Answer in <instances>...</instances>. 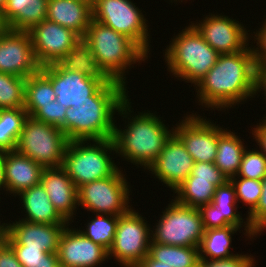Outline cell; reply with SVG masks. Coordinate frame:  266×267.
I'll return each mask as SVG.
<instances>
[{"mask_svg": "<svg viewBox=\"0 0 266 267\" xmlns=\"http://www.w3.org/2000/svg\"><path fill=\"white\" fill-rule=\"evenodd\" d=\"M77 1L85 2L93 6L95 0H77Z\"/></svg>", "mask_w": 266, "mask_h": 267, "instance_id": "cell-51", "label": "cell"}, {"mask_svg": "<svg viewBox=\"0 0 266 267\" xmlns=\"http://www.w3.org/2000/svg\"><path fill=\"white\" fill-rule=\"evenodd\" d=\"M67 108L56 100L38 108L32 115L34 119L59 127L65 133V116Z\"/></svg>", "mask_w": 266, "mask_h": 267, "instance_id": "cell-38", "label": "cell"}, {"mask_svg": "<svg viewBox=\"0 0 266 267\" xmlns=\"http://www.w3.org/2000/svg\"><path fill=\"white\" fill-rule=\"evenodd\" d=\"M40 68L28 31L7 29L0 36V72L26 79Z\"/></svg>", "mask_w": 266, "mask_h": 267, "instance_id": "cell-15", "label": "cell"}, {"mask_svg": "<svg viewBox=\"0 0 266 267\" xmlns=\"http://www.w3.org/2000/svg\"><path fill=\"white\" fill-rule=\"evenodd\" d=\"M229 178L214 162H195L190 175L174 190V200L184 206L199 208L212 202L218 186Z\"/></svg>", "mask_w": 266, "mask_h": 267, "instance_id": "cell-14", "label": "cell"}, {"mask_svg": "<svg viewBox=\"0 0 266 267\" xmlns=\"http://www.w3.org/2000/svg\"><path fill=\"white\" fill-rule=\"evenodd\" d=\"M131 0H95L93 20L131 39L147 56L149 32L146 19Z\"/></svg>", "mask_w": 266, "mask_h": 267, "instance_id": "cell-9", "label": "cell"}, {"mask_svg": "<svg viewBox=\"0 0 266 267\" xmlns=\"http://www.w3.org/2000/svg\"><path fill=\"white\" fill-rule=\"evenodd\" d=\"M7 30V26L3 21L2 14L0 12V36Z\"/></svg>", "mask_w": 266, "mask_h": 267, "instance_id": "cell-49", "label": "cell"}, {"mask_svg": "<svg viewBox=\"0 0 266 267\" xmlns=\"http://www.w3.org/2000/svg\"><path fill=\"white\" fill-rule=\"evenodd\" d=\"M6 191L18 195L21 191L37 185L41 181L42 170L39 163L18 153L16 150L3 152Z\"/></svg>", "mask_w": 266, "mask_h": 267, "instance_id": "cell-23", "label": "cell"}, {"mask_svg": "<svg viewBox=\"0 0 266 267\" xmlns=\"http://www.w3.org/2000/svg\"><path fill=\"white\" fill-rule=\"evenodd\" d=\"M23 267H60L57 253H46L40 248L10 246Z\"/></svg>", "mask_w": 266, "mask_h": 267, "instance_id": "cell-35", "label": "cell"}, {"mask_svg": "<svg viewBox=\"0 0 266 267\" xmlns=\"http://www.w3.org/2000/svg\"><path fill=\"white\" fill-rule=\"evenodd\" d=\"M0 267H23L7 243L0 246Z\"/></svg>", "mask_w": 266, "mask_h": 267, "instance_id": "cell-42", "label": "cell"}, {"mask_svg": "<svg viewBox=\"0 0 266 267\" xmlns=\"http://www.w3.org/2000/svg\"><path fill=\"white\" fill-rule=\"evenodd\" d=\"M28 32L36 61L41 67L60 62L82 39L71 29L47 19L34 25Z\"/></svg>", "mask_w": 266, "mask_h": 267, "instance_id": "cell-12", "label": "cell"}, {"mask_svg": "<svg viewBox=\"0 0 266 267\" xmlns=\"http://www.w3.org/2000/svg\"><path fill=\"white\" fill-rule=\"evenodd\" d=\"M18 196L21 197L22 206L27 213L26 218L21 220L39 224H69L57 212L41 182L24 189Z\"/></svg>", "mask_w": 266, "mask_h": 267, "instance_id": "cell-26", "label": "cell"}, {"mask_svg": "<svg viewBox=\"0 0 266 267\" xmlns=\"http://www.w3.org/2000/svg\"><path fill=\"white\" fill-rule=\"evenodd\" d=\"M59 63L65 69L84 74L86 77L99 81L102 85H124L112 80L106 74L83 39L68 51Z\"/></svg>", "mask_w": 266, "mask_h": 267, "instance_id": "cell-27", "label": "cell"}, {"mask_svg": "<svg viewBox=\"0 0 266 267\" xmlns=\"http://www.w3.org/2000/svg\"><path fill=\"white\" fill-rule=\"evenodd\" d=\"M54 100L56 96L52 83L40 70L26 78L24 109L28 116Z\"/></svg>", "mask_w": 266, "mask_h": 267, "instance_id": "cell-31", "label": "cell"}, {"mask_svg": "<svg viewBox=\"0 0 266 267\" xmlns=\"http://www.w3.org/2000/svg\"><path fill=\"white\" fill-rule=\"evenodd\" d=\"M68 143L67 136L59 127L28 116L15 150L43 168H59Z\"/></svg>", "mask_w": 266, "mask_h": 267, "instance_id": "cell-7", "label": "cell"}, {"mask_svg": "<svg viewBox=\"0 0 266 267\" xmlns=\"http://www.w3.org/2000/svg\"><path fill=\"white\" fill-rule=\"evenodd\" d=\"M236 191L230 180L218 186L213 195L212 202L200 206L202 222L205 230L235 226L241 228L243 220L237 212Z\"/></svg>", "mask_w": 266, "mask_h": 267, "instance_id": "cell-21", "label": "cell"}, {"mask_svg": "<svg viewBox=\"0 0 266 267\" xmlns=\"http://www.w3.org/2000/svg\"><path fill=\"white\" fill-rule=\"evenodd\" d=\"M167 47L165 62L169 71L181 80L195 83V86L215 65L220 55L191 24Z\"/></svg>", "mask_w": 266, "mask_h": 267, "instance_id": "cell-5", "label": "cell"}, {"mask_svg": "<svg viewBox=\"0 0 266 267\" xmlns=\"http://www.w3.org/2000/svg\"><path fill=\"white\" fill-rule=\"evenodd\" d=\"M148 255L155 261L173 267H198L200 262L198 247L151 243Z\"/></svg>", "mask_w": 266, "mask_h": 267, "instance_id": "cell-29", "label": "cell"}, {"mask_svg": "<svg viewBox=\"0 0 266 267\" xmlns=\"http://www.w3.org/2000/svg\"><path fill=\"white\" fill-rule=\"evenodd\" d=\"M2 154H3V152L0 150V160H1V158H2Z\"/></svg>", "mask_w": 266, "mask_h": 267, "instance_id": "cell-52", "label": "cell"}, {"mask_svg": "<svg viewBox=\"0 0 266 267\" xmlns=\"http://www.w3.org/2000/svg\"><path fill=\"white\" fill-rule=\"evenodd\" d=\"M40 71L51 81L56 101L66 108L90 100V96L102 85L84 74L65 69L59 62L42 66Z\"/></svg>", "mask_w": 266, "mask_h": 267, "instance_id": "cell-17", "label": "cell"}, {"mask_svg": "<svg viewBox=\"0 0 266 267\" xmlns=\"http://www.w3.org/2000/svg\"><path fill=\"white\" fill-rule=\"evenodd\" d=\"M7 236H8V224L2 223V225L0 224V246L6 243Z\"/></svg>", "mask_w": 266, "mask_h": 267, "instance_id": "cell-46", "label": "cell"}, {"mask_svg": "<svg viewBox=\"0 0 266 267\" xmlns=\"http://www.w3.org/2000/svg\"><path fill=\"white\" fill-rule=\"evenodd\" d=\"M97 216L87 223L86 230H79L86 238L91 239L109 250L114 241L119 216L110 214H96ZM106 216V217H105ZM110 216V217H109Z\"/></svg>", "mask_w": 266, "mask_h": 267, "instance_id": "cell-33", "label": "cell"}, {"mask_svg": "<svg viewBox=\"0 0 266 267\" xmlns=\"http://www.w3.org/2000/svg\"><path fill=\"white\" fill-rule=\"evenodd\" d=\"M82 39L106 74L124 85L125 70L148 57L131 39L95 20L91 21Z\"/></svg>", "mask_w": 266, "mask_h": 267, "instance_id": "cell-4", "label": "cell"}, {"mask_svg": "<svg viewBox=\"0 0 266 267\" xmlns=\"http://www.w3.org/2000/svg\"><path fill=\"white\" fill-rule=\"evenodd\" d=\"M194 163L182 141L173 133L148 170L174 191L190 175Z\"/></svg>", "mask_w": 266, "mask_h": 267, "instance_id": "cell-18", "label": "cell"}, {"mask_svg": "<svg viewBox=\"0 0 266 267\" xmlns=\"http://www.w3.org/2000/svg\"><path fill=\"white\" fill-rule=\"evenodd\" d=\"M255 80L256 66L251 47L220 54L215 65L197 83L198 102L211 110L240 104L256 95Z\"/></svg>", "mask_w": 266, "mask_h": 267, "instance_id": "cell-1", "label": "cell"}, {"mask_svg": "<svg viewBox=\"0 0 266 267\" xmlns=\"http://www.w3.org/2000/svg\"><path fill=\"white\" fill-rule=\"evenodd\" d=\"M28 114L24 108L0 109V150L14 151Z\"/></svg>", "mask_w": 266, "mask_h": 267, "instance_id": "cell-32", "label": "cell"}, {"mask_svg": "<svg viewBox=\"0 0 266 267\" xmlns=\"http://www.w3.org/2000/svg\"><path fill=\"white\" fill-rule=\"evenodd\" d=\"M48 0H7L1 12L7 29L29 31L47 18Z\"/></svg>", "mask_w": 266, "mask_h": 267, "instance_id": "cell-25", "label": "cell"}, {"mask_svg": "<svg viewBox=\"0 0 266 267\" xmlns=\"http://www.w3.org/2000/svg\"><path fill=\"white\" fill-rule=\"evenodd\" d=\"M262 182V194L256 208L249 213L247 221L243 225L245 227V235L253 238V229L266 217V176L263 178Z\"/></svg>", "mask_w": 266, "mask_h": 267, "instance_id": "cell-39", "label": "cell"}, {"mask_svg": "<svg viewBox=\"0 0 266 267\" xmlns=\"http://www.w3.org/2000/svg\"><path fill=\"white\" fill-rule=\"evenodd\" d=\"M262 181L266 176V157L261 150H246L243 153L236 177Z\"/></svg>", "mask_w": 266, "mask_h": 267, "instance_id": "cell-36", "label": "cell"}, {"mask_svg": "<svg viewBox=\"0 0 266 267\" xmlns=\"http://www.w3.org/2000/svg\"><path fill=\"white\" fill-rule=\"evenodd\" d=\"M179 124V125H178ZM174 127V134L182 141L194 162H214L218 136L225 130L200 115L190 114Z\"/></svg>", "mask_w": 266, "mask_h": 267, "instance_id": "cell-13", "label": "cell"}, {"mask_svg": "<svg viewBox=\"0 0 266 267\" xmlns=\"http://www.w3.org/2000/svg\"><path fill=\"white\" fill-rule=\"evenodd\" d=\"M255 89L256 93L263 89L265 93L264 96H266V66H256Z\"/></svg>", "mask_w": 266, "mask_h": 267, "instance_id": "cell-44", "label": "cell"}, {"mask_svg": "<svg viewBox=\"0 0 266 267\" xmlns=\"http://www.w3.org/2000/svg\"><path fill=\"white\" fill-rule=\"evenodd\" d=\"M260 30V31H259ZM255 34V41L257 40V48H252L255 66H266V19L265 23L262 25Z\"/></svg>", "mask_w": 266, "mask_h": 267, "instance_id": "cell-41", "label": "cell"}, {"mask_svg": "<svg viewBox=\"0 0 266 267\" xmlns=\"http://www.w3.org/2000/svg\"><path fill=\"white\" fill-rule=\"evenodd\" d=\"M240 137L230 130L218 136L217 154L214 164L230 179L238 173L246 147Z\"/></svg>", "mask_w": 266, "mask_h": 267, "instance_id": "cell-28", "label": "cell"}, {"mask_svg": "<svg viewBox=\"0 0 266 267\" xmlns=\"http://www.w3.org/2000/svg\"><path fill=\"white\" fill-rule=\"evenodd\" d=\"M40 182L57 212L70 223L78 205L77 187L73 180L59 167L44 168Z\"/></svg>", "mask_w": 266, "mask_h": 267, "instance_id": "cell-22", "label": "cell"}, {"mask_svg": "<svg viewBox=\"0 0 266 267\" xmlns=\"http://www.w3.org/2000/svg\"><path fill=\"white\" fill-rule=\"evenodd\" d=\"M63 230L58 246L60 267H95L109 258L108 250L86 238L78 229Z\"/></svg>", "mask_w": 266, "mask_h": 267, "instance_id": "cell-19", "label": "cell"}, {"mask_svg": "<svg viewBox=\"0 0 266 267\" xmlns=\"http://www.w3.org/2000/svg\"><path fill=\"white\" fill-rule=\"evenodd\" d=\"M120 169L112 176L92 181L77 189L78 207L96 214L119 216L128 212L129 186Z\"/></svg>", "mask_w": 266, "mask_h": 267, "instance_id": "cell-11", "label": "cell"}, {"mask_svg": "<svg viewBox=\"0 0 266 267\" xmlns=\"http://www.w3.org/2000/svg\"><path fill=\"white\" fill-rule=\"evenodd\" d=\"M224 15H207L200 23L191 25L219 54L243 51L249 44V34L243 24ZM248 42V43H247Z\"/></svg>", "mask_w": 266, "mask_h": 267, "instance_id": "cell-16", "label": "cell"}, {"mask_svg": "<svg viewBox=\"0 0 266 267\" xmlns=\"http://www.w3.org/2000/svg\"><path fill=\"white\" fill-rule=\"evenodd\" d=\"M7 4V0H0V12L3 11V9L5 8Z\"/></svg>", "mask_w": 266, "mask_h": 267, "instance_id": "cell-50", "label": "cell"}, {"mask_svg": "<svg viewBox=\"0 0 266 267\" xmlns=\"http://www.w3.org/2000/svg\"><path fill=\"white\" fill-rule=\"evenodd\" d=\"M239 180H238V179ZM231 177L229 180L235 187L237 202L240 200L248 207V215L257 206L262 194V182L260 180ZM238 180V181H237ZM250 211V212H249Z\"/></svg>", "mask_w": 266, "mask_h": 267, "instance_id": "cell-37", "label": "cell"}, {"mask_svg": "<svg viewBox=\"0 0 266 267\" xmlns=\"http://www.w3.org/2000/svg\"><path fill=\"white\" fill-rule=\"evenodd\" d=\"M92 142L94 144L91 145L90 140L69 141L64 154L61 168L73 180L77 189L92 181L112 176L119 170L109 155L116 151L113 139Z\"/></svg>", "mask_w": 266, "mask_h": 267, "instance_id": "cell-6", "label": "cell"}, {"mask_svg": "<svg viewBox=\"0 0 266 267\" xmlns=\"http://www.w3.org/2000/svg\"><path fill=\"white\" fill-rule=\"evenodd\" d=\"M251 255L234 254L232 257L216 260H200L198 267H254L255 259Z\"/></svg>", "mask_w": 266, "mask_h": 267, "instance_id": "cell-40", "label": "cell"}, {"mask_svg": "<svg viewBox=\"0 0 266 267\" xmlns=\"http://www.w3.org/2000/svg\"><path fill=\"white\" fill-rule=\"evenodd\" d=\"M165 209L155 230H151V243L199 248L205 234L199 209L173 199Z\"/></svg>", "mask_w": 266, "mask_h": 267, "instance_id": "cell-8", "label": "cell"}, {"mask_svg": "<svg viewBox=\"0 0 266 267\" xmlns=\"http://www.w3.org/2000/svg\"><path fill=\"white\" fill-rule=\"evenodd\" d=\"M238 229L240 228L227 226L225 228L205 230L199 246L200 260H216L232 257L233 253H230L231 235L239 231ZM208 256L210 259H208Z\"/></svg>", "mask_w": 266, "mask_h": 267, "instance_id": "cell-30", "label": "cell"}, {"mask_svg": "<svg viewBox=\"0 0 266 267\" xmlns=\"http://www.w3.org/2000/svg\"><path fill=\"white\" fill-rule=\"evenodd\" d=\"M67 224H39L20 220L8 224L6 243L9 246L40 248L46 253H57L60 236Z\"/></svg>", "mask_w": 266, "mask_h": 267, "instance_id": "cell-20", "label": "cell"}, {"mask_svg": "<svg viewBox=\"0 0 266 267\" xmlns=\"http://www.w3.org/2000/svg\"><path fill=\"white\" fill-rule=\"evenodd\" d=\"M155 113L140 112L133 116L126 129L117 128L115 125L113 142L115 153L121 155L133 165L143 166L148 169L160 155L166 141L174 133L165 126Z\"/></svg>", "mask_w": 266, "mask_h": 267, "instance_id": "cell-3", "label": "cell"}, {"mask_svg": "<svg viewBox=\"0 0 266 267\" xmlns=\"http://www.w3.org/2000/svg\"><path fill=\"white\" fill-rule=\"evenodd\" d=\"M266 230V217L253 229V236L255 237L259 233H262L261 231Z\"/></svg>", "mask_w": 266, "mask_h": 267, "instance_id": "cell-48", "label": "cell"}, {"mask_svg": "<svg viewBox=\"0 0 266 267\" xmlns=\"http://www.w3.org/2000/svg\"><path fill=\"white\" fill-rule=\"evenodd\" d=\"M126 85H101L90 100L67 108L65 135L69 141L112 139L116 111L123 118L132 112ZM127 93V94H126ZM129 111V112H128ZM115 112V113H114ZM126 115V116H125Z\"/></svg>", "mask_w": 266, "mask_h": 267, "instance_id": "cell-2", "label": "cell"}, {"mask_svg": "<svg viewBox=\"0 0 266 267\" xmlns=\"http://www.w3.org/2000/svg\"><path fill=\"white\" fill-rule=\"evenodd\" d=\"M261 122L256 128H253L252 135L255 137V141H257L256 143L259 145L261 152L266 157V120L263 119Z\"/></svg>", "mask_w": 266, "mask_h": 267, "instance_id": "cell-43", "label": "cell"}, {"mask_svg": "<svg viewBox=\"0 0 266 267\" xmlns=\"http://www.w3.org/2000/svg\"><path fill=\"white\" fill-rule=\"evenodd\" d=\"M46 19L83 38L93 20L92 5L77 0H48Z\"/></svg>", "mask_w": 266, "mask_h": 267, "instance_id": "cell-24", "label": "cell"}, {"mask_svg": "<svg viewBox=\"0 0 266 267\" xmlns=\"http://www.w3.org/2000/svg\"><path fill=\"white\" fill-rule=\"evenodd\" d=\"M145 219L130 209L119 215L112 246L108 250L110 259L114 257L124 267H137L149 254L152 241L151 230Z\"/></svg>", "mask_w": 266, "mask_h": 267, "instance_id": "cell-10", "label": "cell"}, {"mask_svg": "<svg viewBox=\"0 0 266 267\" xmlns=\"http://www.w3.org/2000/svg\"><path fill=\"white\" fill-rule=\"evenodd\" d=\"M3 187V189H6V179H5V168H4V162L1 159L0 160V189Z\"/></svg>", "mask_w": 266, "mask_h": 267, "instance_id": "cell-47", "label": "cell"}, {"mask_svg": "<svg viewBox=\"0 0 266 267\" xmlns=\"http://www.w3.org/2000/svg\"><path fill=\"white\" fill-rule=\"evenodd\" d=\"M26 79L0 72V109L24 108Z\"/></svg>", "mask_w": 266, "mask_h": 267, "instance_id": "cell-34", "label": "cell"}, {"mask_svg": "<svg viewBox=\"0 0 266 267\" xmlns=\"http://www.w3.org/2000/svg\"><path fill=\"white\" fill-rule=\"evenodd\" d=\"M137 267H173L166 263H161L153 260L149 255H147Z\"/></svg>", "mask_w": 266, "mask_h": 267, "instance_id": "cell-45", "label": "cell"}]
</instances>
